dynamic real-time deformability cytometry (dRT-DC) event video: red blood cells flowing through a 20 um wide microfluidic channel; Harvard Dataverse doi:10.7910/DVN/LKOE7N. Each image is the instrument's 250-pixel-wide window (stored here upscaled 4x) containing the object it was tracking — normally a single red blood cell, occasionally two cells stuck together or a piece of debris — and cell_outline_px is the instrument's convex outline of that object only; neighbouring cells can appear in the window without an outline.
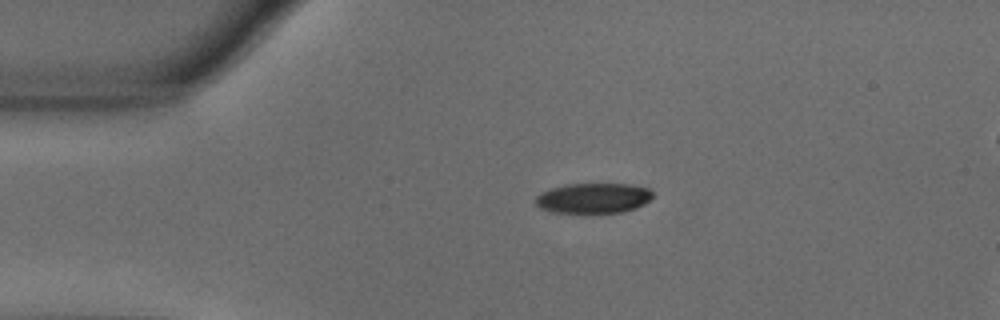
{"species": "common noctule bat (a hibernating species)", "species_latin": "Nyctalus noctula", "temperature_condition": "warm", "stored_images_in_passage": 45, "camera_frame_rate_fps": 3000, "um_per_image_px": 0.085, "animal": {"sex": "male", "body_mass_g": 18.8}, "frame": {"image": 1, "passage_image": 1, "time_ms": 0.0, "image_size_px": [1000, 320], "cell_outline_px": [[652, 196], [644, 204], [636, 208], [624, 212], [552, 212], [540, 208], [536, 204], [536, 196], [540, 192], [564, 184], [628, 184], [648, 188], [652, 192]], "centroid_in_image_um": [50.42, 16.83], "position_along_channel_um": 34.6, "area_um2": 20.46}}
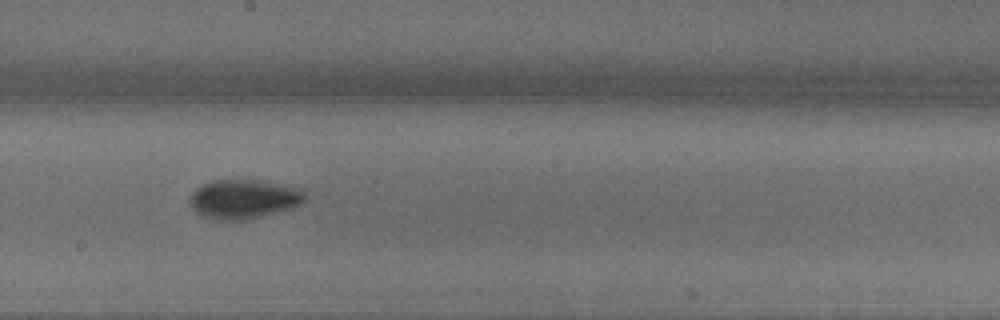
{"frame": {"image": 2, "passage_image": 20, "time_ms": 6.333, "image_size_px": [1000, 320], "cell_outline_px": [[308, 196], [300, 204], [292, 208], [276, 212], [240, 220], [220, 220], [204, 216], [196, 212], [192, 208], [188, 200], [192, 192], [196, 188], [212, 180], [264, 180], [300, 188]], "centroid_in_image_um": [20.72, 16.9], "position_along_channel_um": 227.5, "area_um2": 26.24}}
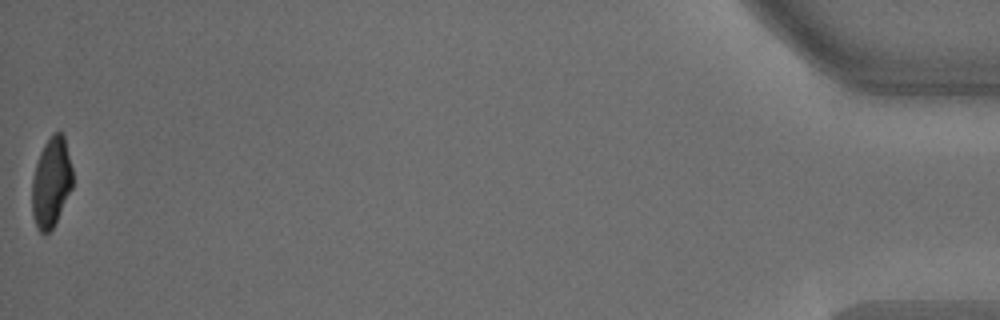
{"frame": {"image": 3, "passage_image": 45, "time_ms": 14.667, "image_size_px": [1000, 320], "cell_outline_px": [[72, 188], [52, 228], [44, 236], [36, 228], [32, 212], [32, 180], [36, 164], [40, 152], [44, 144], [52, 132], [60, 132], [64, 136], [72, 168]], "centroid_in_image_um": [4.34, 15.5], "position_along_channel_um": 430.9, "area_um2": 21.15}, "authors_computed_cell_mechanics": {"area_um2": 23.5246, "velocity_mm_per_s": 3.6232, "shape_relaxation_time_tau1_ms": 2.7656, "shape_relaxation_time_tau2_ms": 7.6722, "deformation_change_tau1": 0.1572, "deformation_change_tau2": 0.1085}}